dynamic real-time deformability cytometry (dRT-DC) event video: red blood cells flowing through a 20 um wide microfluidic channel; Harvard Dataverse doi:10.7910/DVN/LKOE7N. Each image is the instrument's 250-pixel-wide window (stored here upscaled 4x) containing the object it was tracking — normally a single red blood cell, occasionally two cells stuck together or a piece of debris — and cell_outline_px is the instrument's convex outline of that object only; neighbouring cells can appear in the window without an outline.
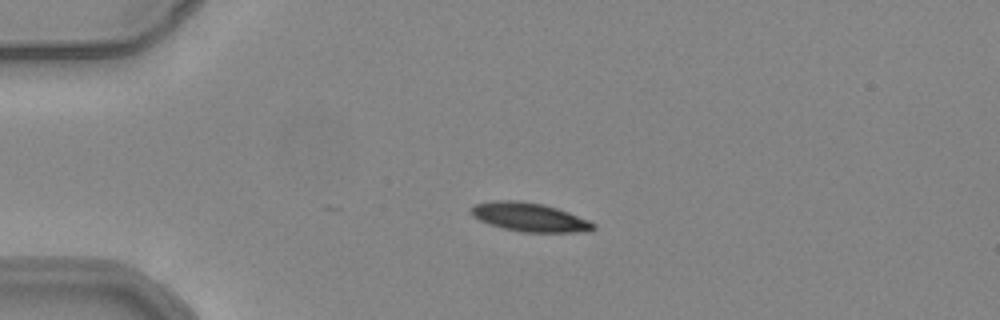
{"species": "common noctule bat (a hibernating species)", "species_latin": "Nyctalus noctula", "temperature_condition": "warm", "stored_images_in_passage": 11, "camera_frame_rate_fps": 3000, "um_per_image_px": 0.085, "animal": {"sex": "female", "body_mass_g": 24.6, "forearm_length_mm": 56.2}, "frame": {"image": 1, "passage_image": 1, "time_ms": 0.0, "image_size_px": [1000, 320], "cell_outline_px": [[596, 228], [588, 232], [520, 232], [488, 224], [472, 216], [468, 212], [468, 208], [476, 204], [492, 200], [516, 200], [544, 204], [568, 212], [588, 220], [596, 224]], "centroid_in_image_um": [44.97, 18.46], "position_along_channel_um": 40.0, "area_um2": 20.69}}
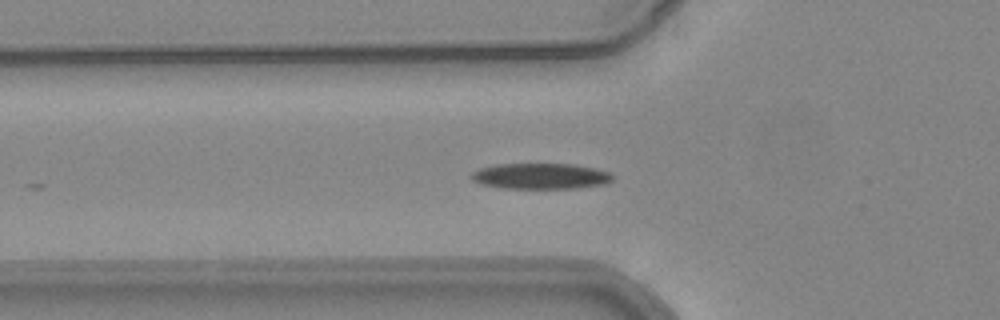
{"frame": {"image": 2, "passage_image": 7, "time_ms": 2.0, "image_size_px": [1000, 320], "cell_outline_px": [[612, 180], [604, 184], [576, 188], [500, 188], [480, 184], [472, 180], [468, 176], [472, 172], [480, 168], [496, 164], [576, 164], [596, 168], [608, 172], [612, 176]], "centroid_in_image_um": [45.9, 14.97], "position_along_channel_um": 79.9, "area_um2": 21.33}}
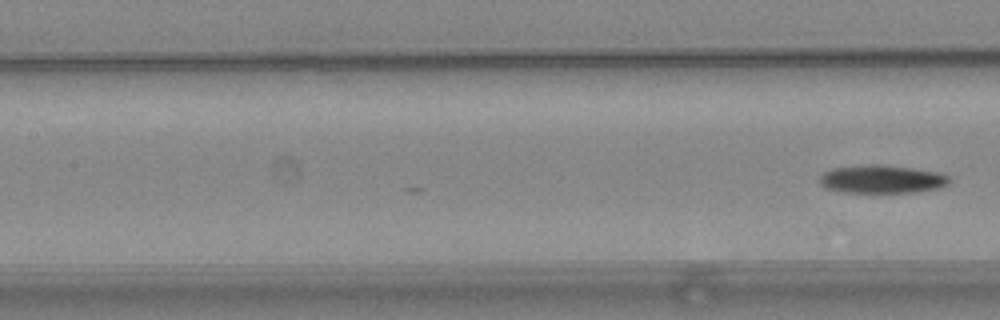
{"frame": {"image": 3, "passage_image": 11, "time_ms": 3.333, "image_size_px": [1000, 320], "cell_outline_px": [[952, 180], [948, 184], [940, 188], [920, 192], [844, 192], [824, 188], [820, 184], [820, 176], [824, 172], [832, 168], [860, 164], [880, 164], [912, 168], [940, 172], [948, 176]], "centroid_in_image_um": [74.97, 15.22], "position_along_channel_um": 132.4, "area_um2": 21.62}}